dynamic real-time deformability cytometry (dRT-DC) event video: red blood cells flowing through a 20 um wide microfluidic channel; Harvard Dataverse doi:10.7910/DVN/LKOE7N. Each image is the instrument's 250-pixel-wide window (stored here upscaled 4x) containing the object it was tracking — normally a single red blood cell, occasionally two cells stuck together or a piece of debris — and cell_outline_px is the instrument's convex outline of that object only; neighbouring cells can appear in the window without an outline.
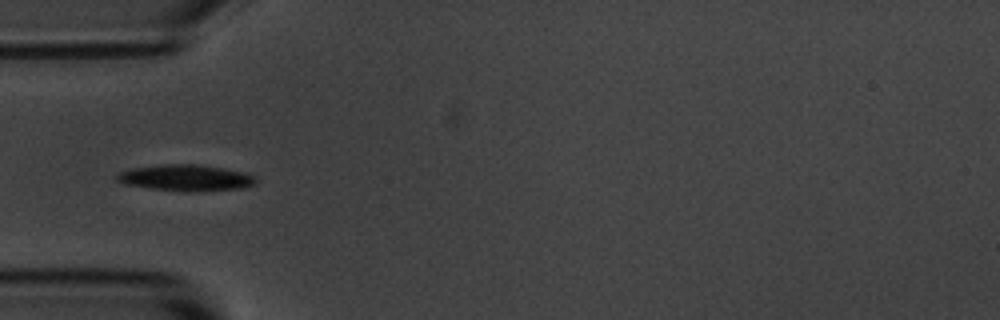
{"species": "common noctule bat (a hibernating species)", "species_latin": "Nyctalus noctula", "temperature_condition": "room temperature", "stored_images_in_passage": 29, "camera_frame_rate_fps": 3000, "um_per_image_px": 0.085, "animal": {"sex": "male", "body_mass_g": 20.1, "forearm_length_mm": 53.5}, "frame": {"image": 1, "passage_image": 1, "time_ms": 0.0, "image_size_px": [1000, 320], "cell_outline_px": [[256, 184], [240, 188], [188, 192], [152, 188], [124, 184], [116, 180], [116, 172], [132, 168], [160, 164], [196, 164], [224, 168], [244, 172], [252, 176], [256, 180]], "centroid_in_image_um": [15.74, 15.1], "position_along_channel_um": 69.3, "area_um2": 21.21}}
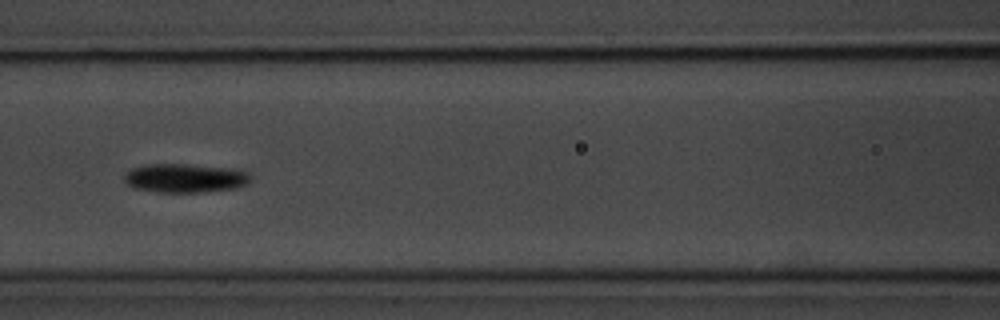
{"frame": {"image": 2, "passage_image": 8, "time_ms": 2.333, "image_size_px": [1000, 320], "cell_outline_px": [[252, 176], [248, 184], [236, 188], [200, 192], [160, 192], [136, 188], [128, 184], [124, 180], [124, 176], [132, 168], [144, 164], [184, 164], [232, 168], [248, 172]], "centroid_in_image_um": [15.77, 15.13], "position_along_channel_um": 150.8, "area_um2": 21.21}}
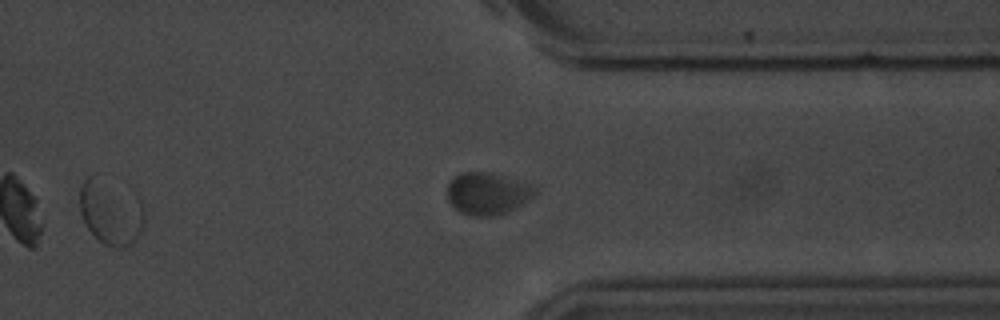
{"frame": {"image": 3, "passage_image": 27, "time_ms": 8.667, "image_size_px": [1000, 320], "cell_outline_px": [[144, 228], [132, 244], [120, 248], [112, 248], [104, 244], [84, 224], [80, 212], [80, 188], [84, 180], [88, 176], [136, 192], [140, 200], [144, 212]], "centroid_in_image_um": [9.46, 18.06], "position_along_channel_um": 401.9, "area_um2": 24.57}, "authors_computed_cell_mechanics": {"area_um2": 21.0392, "velocity_mm_per_s": 3.4936, "shape_relaxation_time_tau1_ms": 3.8355, "shape_relaxation_time_tau2_ms": 1.0774, "deformation_change_tau1": 0.1159, "deformation_change_tau2": 0.0349}}